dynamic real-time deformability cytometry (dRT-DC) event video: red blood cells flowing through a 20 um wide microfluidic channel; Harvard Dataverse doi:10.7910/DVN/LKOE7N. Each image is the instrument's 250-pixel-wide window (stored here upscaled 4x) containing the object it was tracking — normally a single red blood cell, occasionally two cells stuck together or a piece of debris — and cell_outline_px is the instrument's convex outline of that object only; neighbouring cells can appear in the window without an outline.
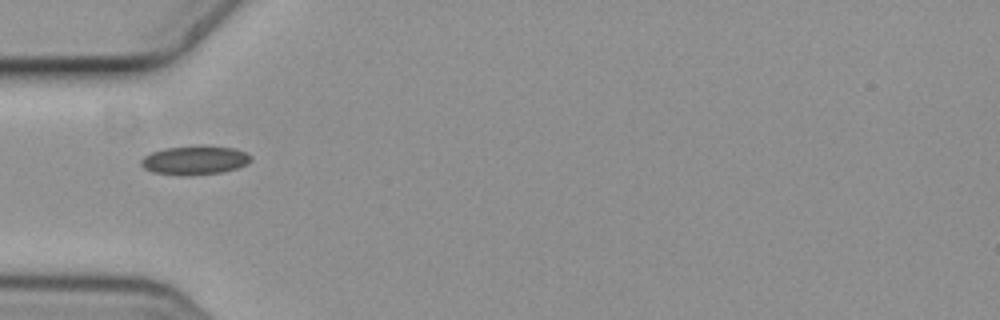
{"species": "common noctule bat (a hibernating species)", "species_latin": "Nyctalus noctula", "temperature_condition": "cold", "stored_images_in_passage": 3, "camera_frame_rate_fps": 3000, "um_per_image_px": 0.085, "animal": {"sex": "female", "body_mass_g": 19.3, "forearm_length_mm": 54.1}, "frame": {"image": 1, "passage_image": 1, "time_ms": 0.0, "image_size_px": [1000, 320], "cell_outline_px": [[252, 160], [248, 164], [236, 168], [220, 172], [188, 176], [152, 172], [144, 168], [140, 164], [140, 160], [144, 156], [152, 152], [164, 148], [200, 144], [236, 148], [252, 156]], "centroid_in_image_um": [16.56, 13.59], "position_along_channel_um": 68.4, "area_um2": 18.84}}
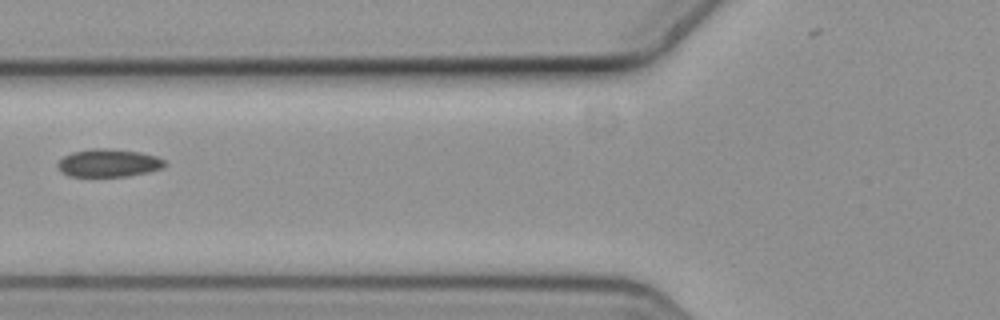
{"frame": {"image": 2, "passage_image": 2, "time_ms": 0.333, "image_size_px": [1000, 320], "cell_outline_px": [[168, 164], [164, 168], [148, 172], [128, 176], [68, 176], [60, 172], [56, 164], [64, 156], [72, 152], [92, 148], [108, 148], [140, 152], [156, 156], [164, 160]], "centroid_in_image_um": [9.23, 13.85], "position_along_channel_um": 116.6, "area_um2": 17.57}}
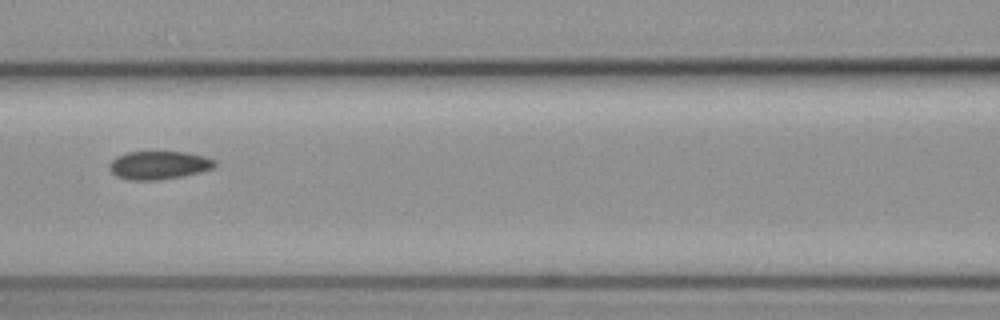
{"frame": {"image": 3, "passage_image": 3, "time_ms": 0.667, "image_size_px": [1000, 320], "cell_outline_px": [[216, 164], [212, 168], [200, 172], [180, 176], [156, 180], [128, 180], [116, 176], [108, 168], [108, 164], [116, 156], [128, 152], [188, 152], [204, 156], [216, 160]], "centroid_in_image_um": [13.47, 14.03], "position_along_channel_um": 153.1, "area_um2": 17.34}}